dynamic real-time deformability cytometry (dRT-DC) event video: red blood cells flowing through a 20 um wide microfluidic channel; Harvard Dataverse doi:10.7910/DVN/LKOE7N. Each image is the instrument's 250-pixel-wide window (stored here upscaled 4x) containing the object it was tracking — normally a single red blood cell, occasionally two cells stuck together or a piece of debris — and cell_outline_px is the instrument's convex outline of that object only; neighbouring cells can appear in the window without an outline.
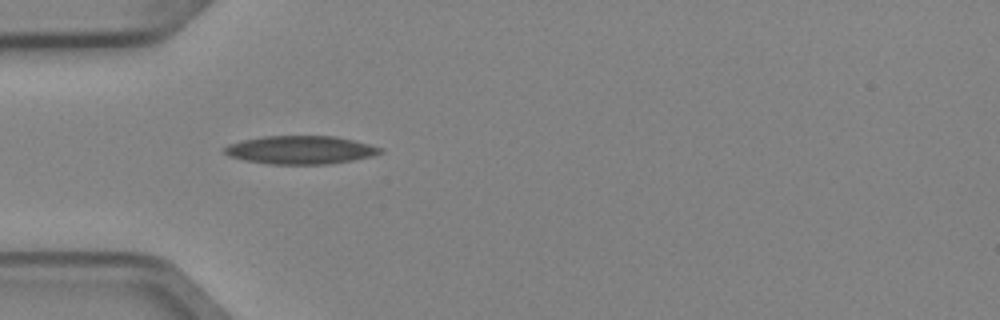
{"species": "Egyptian fruit bat (a non-hibernating species)", "species_latin": "Rousettus aegyptiacus", "temperature_condition": "cold", "stored_images_in_passage": 4, "camera_frame_rate_fps": 3000, "um_per_image_px": 0.085, "animal": {"sex": "female"}, "frame": {"image": 1, "passage_image": 4, "time_ms": 1.0, "image_size_px": [1000, 320], "cell_outline_px": [[384, 152], [372, 156], [352, 160], [328, 164], [268, 164], [244, 160], [228, 156], [224, 152], [224, 148], [228, 144], [244, 140], [264, 136], [336, 136], [384, 148]], "centroid_in_image_um": [25.55, 12.75], "position_along_channel_um": 59.5, "area_um2": 25.61}}